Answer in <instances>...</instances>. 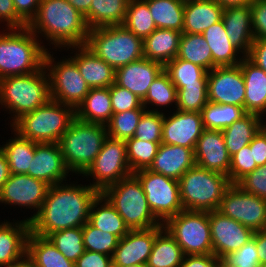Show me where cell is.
I'll list each match as a JSON object with an SVG mask.
<instances>
[{"label": "cell", "mask_w": 266, "mask_h": 267, "mask_svg": "<svg viewBox=\"0 0 266 267\" xmlns=\"http://www.w3.org/2000/svg\"><path fill=\"white\" fill-rule=\"evenodd\" d=\"M109 91L113 114L125 112L131 109H146L142 105V100L128 89L122 88L113 83L109 87Z\"/></svg>", "instance_id": "cell-51"}, {"label": "cell", "mask_w": 266, "mask_h": 267, "mask_svg": "<svg viewBox=\"0 0 266 267\" xmlns=\"http://www.w3.org/2000/svg\"><path fill=\"white\" fill-rule=\"evenodd\" d=\"M84 17L89 13L92 0H67Z\"/></svg>", "instance_id": "cell-63"}, {"label": "cell", "mask_w": 266, "mask_h": 267, "mask_svg": "<svg viewBox=\"0 0 266 267\" xmlns=\"http://www.w3.org/2000/svg\"><path fill=\"white\" fill-rule=\"evenodd\" d=\"M219 258L214 254L184 255L180 267H217Z\"/></svg>", "instance_id": "cell-59"}, {"label": "cell", "mask_w": 266, "mask_h": 267, "mask_svg": "<svg viewBox=\"0 0 266 267\" xmlns=\"http://www.w3.org/2000/svg\"><path fill=\"white\" fill-rule=\"evenodd\" d=\"M223 9L228 7L245 6L251 4L254 0H214Z\"/></svg>", "instance_id": "cell-64"}, {"label": "cell", "mask_w": 266, "mask_h": 267, "mask_svg": "<svg viewBox=\"0 0 266 267\" xmlns=\"http://www.w3.org/2000/svg\"><path fill=\"white\" fill-rule=\"evenodd\" d=\"M202 35L211 49L213 68L237 66L243 59V56L237 57L240 51L229 40L222 19L212 24Z\"/></svg>", "instance_id": "cell-30"}, {"label": "cell", "mask_w": 266, "mask_h": 267, "mask_svg": "<svg viewBox=\"0 0 266 267\" xmlns=\"http://www.w3.org/2000/svg\"><path fill=\"white\" fill-rule=\"evenodd\" d=\"M14 138L0 146L5 153L11 174H27L34 158L36 142L21 137L15 132Z\"/></svg>", "instance_id": "cell-38"}, {"label": "cell", "mask_w": 266, "mask_h": 267, "mask_svg": "<svg viewBox=\"0 0 266 267\" xmlns=\"http://www.w3.org/2000/svg\"><path fill=\"white\" fill-rule=\"evenodd\" d=\"M129 0H92L85 21L89 29L123 25Z\"/></svg>", "instance_id": "cell-33"}, {"label": "cell", "mask_w": 266, "mask_h": 267, "mask_svg": "<svg viewBox=\"0 0 266 267\" xmlns=\"http://www.w3.org/2000/svg\"><path fill=\"white\" fill-rule=\"evenodd\" d=\"M237 185L244 192L266 200V164L258 166L254 171L242 178Z\"/></svg>", "instance_id": "cell-53"}, {"label": "cell", "mask_w": 266, "mask_h": 267, "mask_svg": "<svg viewBox=\"0 0 266 267\" xmlns=\"http://www.w3.org/2000/svg\"><path fill=\"white\" fill-rule=\"evenodd\" d=\"M164 113L157 109L146 110L137 125L134 136L141 141L162 143Z\"/></svg>", "instance_id": "cell-48"}, {"label": "cell", "mask_w": 266, "mask_h": 267, "mask_svg": "<svg viewBox=\"0 0 266 267\" xmlns=\"http://www.w3.org/2000/svg\"><path fill=\"white\" fill-rule=\"evenodd\" d=\"M245 90V82L239 65L215 67L208 71V102L244 108Z\"/></svg>", "instance_id": "cell-16"}, {"label": "cell", "mask_w": 266, "mask_h": 267, "mask_svg": "<svg viewBox=\"0 0 266 267\" xmlns=\"http://www.w3.org/2000/svg\"><path fill=\"white\" fill-rule=\"evenodd\" d=\"M177 105V89L171 82L169 75L163 70L148 88V93L142 100V105L147 110V105L155 104V107H168L170 104Z\"/></svg>", "instance_id": "cell-45"}, {"label": "cell", "mask_w": 266, "mask_h": 267, "mask_svg": "<svg viewBox=\"0 0 266 267\" xmlns=\"http://www.w3.org/2000/svg\"><path fill=\"white\" fill-rule=\"evenodd\" d=\"M194 155L197 166L228 176L231 157L222 130L205 129L197 140Z\"/></svg>", "instance_id": "cell-21"}, {"label": "cell", "mask_w": 266, "mask_h": 267, "mask_svg": "<svg viewBox=\"0 0 266 267\" xmlns=\"http://www.w3.org/2000/svg\"><path fill=\"white\" fill-rule=\"evenodd\" d=\"M9 267H37L27 254L20 260L14 262Z\"/></svg>", "instance_id": "cell-65"}, {"label": "cell", "mask_w": 266, "mask_h": 267, "mask_svg": "<svg viewBox=\"0 0 266 267\" xmlns=\"http://www.w3.org/2000/svg\"><path fill=\"white\" fill-rule=\"evenodd\" d=\"M264 121L262 120L261 121V129L265 132V134H266V124H265V122L263 123Z\"/></svg>", "instance_id": "cell-67"}, {"label": "cell", "mask_w": 266, "mask_h": 267, "mask_svg": "<svg viewBox=\"0 0 266 267\" xmlns=\"http://www.w3.org/2000/svg\"><path fill=\"white\" fill-rule=\"evenodd\" d=\"M83 243L85 250L112 256L119 238L109 232L95 228L89 222L82 226Z\"/></svg>", "instance_id": "cell-47"}, {"label": "cell", "mask_w": 266, "mask_h": 267, "mask_svg": "<svg viewBox=\"0 0 266 267\" xmlns=\"http://www.w3.org/2000/svg\"><path fill=\"white\" fill-rule=\"evenodd\" d=\"M263 117L247 113L240 120L222 130L229 156L235 155L241 148L249 145L261 129Z\"/></svg>", "instance_id": "cell-34"}, {"label": "cell", "mask_w": 266, "mask_h": 267, "mask_svg": "<svg viewBox=\"0 0 266 267\" xmlns=\"http://www.w3.org/2000/svg\"><path fill=\"white\" fill-rule=\"evenodd\" d=\"M182 32L157 28L143 40V55L146 59L165 66L176 58Z\"/></svg>", "instance_id": "cell-29"}, {"label": "cell", "mask_w": 266, "mask_h": 267, "mask_svg": "<svg viewBox=\"0 0 266 267\" xmlns=\"http://www.w3.org/2000/svg\"><path fill=\"white\" fill-rule=\"evenodd\" d=\"M178 183L183 209L205 212L217 210L232 185L228 176L197 165L184 173Z\"/></svg>", "instance_id": "cell-7"}, {"label": "cell", "mask_w": 266, "mask_h": 267, "mask_svg": "<svg viewBox=\"0 0 266 267\" xmlns=\"http://www.w3.org/2000/svg\"><path fill=\"white\" fill-rule=\"evenodd\" d=\"M7 22V29L25 28L28 24L17 14L13 0H0V22Z\"/></svg>", "instance_id": "cell-55"}, {"label": "cell", "mask_w": 266, "mask_h": 267, "mask_svg": "<svg viewBox=\"0 0 266 267\" xmlns=\"http://www.w3.org/2000/svg\"><path fill=\"white\" fill-rule=\"evenodd\" d=\"M222 21L231 43L243 56H247L255 39L252 30L250 4L224 8Z\"/></svg>", "instance_id": "cell-25"}, {"label": "cell", "mask_w": 266, "mask_h": 267, "mask_svg": "<svg viewBox=\"0 0 266 267\" xmlns=\"http://www.w3.org/2000/svg\"><path fill=\"white\" fill-rule=\"evenodd\" d=\"M209 224L213 254L225 258L240 249L254 234V231L241 223L222 214L218 210L209 212Z\"/></svg>", "instance_id": "cell-17"}, {"label": "cell", "mask_w": 266, "mask_h": 267, "mask_svg": "<svg viewBox=\"0 0 266 267\" xmlns=\"http://www.w3.org/2000/svg\"><path fill=\"white\" fill-rule=\"evenodd\" d=\"M10 174L8 160L5 153L0 148V191L10 177Z\"/></svg>", "instance_id": "cell-62"}, {"label": "cell", "mask_w": 266, "mask_h": 267, "mask_svg": "<svg viewBox=\"0 0 266 267\" xmlns=\"http://www.w3.org/2000/svg\"><path fill=\"white\" fill-rule=\"evenodd\" d=\"M46 68L39 71L0 79V104L13 113L12 124L51 99Z\"/></svg>", "instance_id": "cell-4"}, {"label": "cell", "mask_w": 266, "mask_h": 267, "mask_svg": "<svg viewBox=\"0 0 266 267\" xmlns=\"http://www.w3.org/2000/svg\"><path fill=\"white\" fill-rule=\"evenodd\" d=\"M107 137L106 125L75 118L58 141L69 171L83 174L94 162Z\"/></svg>", "instance_id": "cell-6"}, {"label": "cell", "mask_w": 266, "mask_h": 267, "mask_svg": "<svg viewBox=\"0 0 266 267\" xmlns=\"http://www.w3.org/2000/svg\"><path fill=\"white\" fill-rule=\"evenodd\" d=\"M68 173L70 172L58 143H36L27 175L52 186L66 181Z\"/></svg>", "instance_id": "cell-20"}, {"label": "cell", "mask_w": 266, "mask_h": 267, "mask_svg": "<svg viewBox=\"0 0 266 267\" xmlns=\"http://www.w3.org/2000/svg\"><path fill=\"white\" fill-rule=\"evenodd\" d=\"M176 89L186 85H207L208 71L201 66L179 58H174L164 66Z\"/></svg>", "instance_id": "cell-40"}, {"label": "cell", "mask_w": 266, "mask_h": 267, "mask_svg": "<svg viewBox=\"0 0 266 267\" xmlns=\"http://www.w3.org/2000/svg\"><path fill=\"white\" fill-rule=\"evenodd\" d=\"M145 111L146 109H131L113 114L106 124L108 137L123 141L132 138Z\"/></svg>", "instance_id": "cell-46"}, {"label": "cell", "mask_w": 266, "mask_h": 267, "mask_svg": "<svg viewBox=\"0 0 266 267\" xmlns=\"http://www.w3.org/2000/svg\"><path fill=\"white\" fill-rule=\"evenodd\" d=\"M163 226L180 245L184 255L213 254L209 212L182 210Z\"/></svg>", "instance_id": "cell-10"}, {"label": "cell", "mask_w": 266, "mask_h": 267, "mask_svg": "<svg viewBox=\"0 0 266 267\" xmlns=\"http://www.w3.org/2000/svg\"><path fill=\"white\" fill-rule=\"evenodd\" d=\"M27 27L35 35L43 34L55 48L85 45L90 30L85 17L67 0H41Z\"/></svg>", "instance_id": "cell-2"}, {"label": "cell", "mask_w": 266, "mask_h": 267, "mask_svg": "<svg viewBox=\"0 0 266 267\" xmlns=\"http://www.w3.org/2000/svg\"><path fill=\"white\" fill-rule=\"evenodd\" d=\"M75 113L81 121L106 125L113 115L109 87L91 88Z\"/></svg>", "instance_id": "cell-31"}, {"label": "cell", "mask_w": 266, "mask_h": 267, "mask_svg": "<svg viewBox=\"0 0 266 267\" xmlns=\"http://www.w3.org/2000/svg\"><path fill=\"white\" fill-rule=\"evenodd\" d=\"M207 103V85H186L177 90L176 110L201 113Z\"/></svg>", "instance_id": "cell-49"}, {"label": "cell", "mask_w": 266, "mask_h": 267, "mask_svg": "<svg viewBox=\"0 0 266 267\" xmlns=\"http://www.w3.org/2000/svg\"><path fill=\"white\" fill-rule=\"evenodd\" d=\"M246 114L240 106L212 102H208L201 111L204 128L213 130H223Z\"/></svg>", "instance_id": "cell-41"}, {"label": "cell", "mask_w": 266, "mask_h": 267, "mask_svg": "<svg viewBox=\"0 0 266 267\" xmlns=\"http://www.w3.org/2000/svg\"><path fill=\"white\" fill-rule=\"evenodd\" d=\"M195 165L193 149L161 143L149 170L178 181Z\"/></svg>", "instance_id": "cell-24"}, {"label": "cell", "mask_w": 266, "mask_h": 267, "mask_svg": "<svg viewBox=\"0 0 266 267\" xmlns=\"http://www.w3.org/2000/svg\"><path fill=\"white\" fill-rule=\"evenodd\" d=\"M225 259L236 267H261L256 248V231L245 245L230 253Z\"/></svg>", "instance_id": "cell-52"}, {"label": "cell", "mask_w": 266, "mask_h": 267, "mask_svg": "<svg viewBox=\"0 0 266 267\" xmlns=\"http://www.w3.org/2000/svg\"><path fill=\"white\" fill-rule=\"evenodd\" d=\"M164 66L145 57L115 70V84L128 89L141 100L148 93L152 82L161 74Z\"/></svg>", "instance_id": "cell-22"}, {"label": "cell", "mask_w": 266, "mask_h": 267, "mask_svg": "<svg viewBox=\"0 0 266 267\" xmlns=\"http://www.w3.org/2000/svg\"><path fill=\"white\" fill-rule=\"evenodd\" d=\"M256 165L250 145L241 148L235 155L230 158L229 180L231 184H237L247 174L254 171Z\"/></svg>", "instance_id": "cell-50"}, {"label": "cell", "mask_w": 266, "mask_h": 267, "mask_svg": "<svg viewBox=\"0 0 266 267\" xmlns=\"http://www.w3.org/2000/svg\"><path fill=\"white\" fill-rule=\"evenodd\" d=\"M67 48L76 49L75 55L70 58L76 63L80 75L90 88H107L115 83V69L98 58L86 45Z\"/></svg>", "instance_id": "cell-23"}, {"label": "cell", "mask_w": 266, "mask_h": 267, "mask_svg": "<svg viewBox=\"0 0 266 267\" xmlns=\"http://www.w3.org/2000/svg\"><path fill=\"white\" fill-rule=\"evenodd\" d=\"M184 258L182 248L164 228L155 238L147 267H180Z\"/></svg>", "instance_id": "cell-36"}, {"label": "cell", "mask_w": 266, "mask_h": 267, "mask_svg": "<svg viewBox=\"0 0 266 267\" xmlns=\"http://www.w3.org/2000/svg\"><path fill=\"white\" fill-rule=\"evenodd\" d=\"M133 174L139 179L149 207L161 224L184 210L177 180L149 169L139 170Z\"/></svg>", "instance_id": "cell-12"}, {"label": "cell", "mask_w": 266, "mask_h": 267, "mask_svg": "<svg viewBox=\"0 0 266 267\" xmlns=\"http://www.w3.org/2000/svg\"><path fill=\"white\" fill-rule=\"evenodd\" d=\"M249 145L256 165L266 164V134L262 129L254 136Z\"/></svg>", "instance_id": "cell-57"}, {"label": "cell", "mask_w": 266, "mask_h": 267, "mask_svg": "<svg viewBox=\"0 0 266 267\" xmlns=\"http://www.w3.org/2000/svg\"><path fill=\"white\" fill-rule=\"evenodd\" d=\"M98 205L100 206L98 207ZM88 222L103 232L106 231L116 235L119 239L130 231L123 218L101 193L97 195L91 204Z\"/></svg>", "instance_id": "cell-32"}, {"label": "cell", "mask_w": 266, "mask_h": 267, "mask_svg": "<svg viewBox=\"0 0 266 267\" xmlns=\"http://www.w3.org/2000/svg\"><path fill=\"white\" fill-rule=\"evenodd\" d=\"M247 57L266 73V39H254Z\"/></svg>", "instance_id": "cell-60"}, {"label": "cell", "mask_w": 266, "mask_h": 267, "mask_svg": "<svg viewBox=\"0 0 266 267\" xmlns=\"http://www.w3.org/2000/svg\"><path fill=\"white\" fill-rule=\"evenodd\" d=\"M126 267H147V265L136 264V265L126 266Z\"/></svg>", "instance_id": "cell-68"}, {"label": "cell", "mask_w": 266, "mask_h": 267, "mask_svg": "<svg viewBox=\"0 0 266 267\" xmlns=\"http://www.w3.org/2000/svg\"><path fill=\"white\" fill-rule=\"evenodd\" d=\"M52 56L47 49L44 67L49 75L51 99L76 110L91 88L71 58L55 62Z\"/></svg>", "instance_id": "cell-11"}, {"label": "cell", "mask_w": 266, "mask_h": 267, "mask_svg": "<svg viewBox=\"0 0 266 267\" xmlns=\"http://www.w3.org/2000/svg\"><path fill=\"white\" fill-rule=\"evenodd\" d=\"M250 7L254 37L266 39V0H254Z\"/></svg>", "instance_id": "cell-54"}, {"label": "cell", "mask_w": 266, "mask_h": 267, "mask_svg": "<svg viewBox=\"0 0 266 267\" xmlns=\"http://www.w3.org/2000/svg\"><path fill=\"white\" fill-rule=\"evenodd\" d=\"M123 25L142 40L157 29L144 0H129Z\"/></svg>", "instance_id": "cell-42"}, {"label": "cell", "mask_w": 266, "mask_h": 267, "mask_svg": "<svg viewBox=\"0 0 266 267\" xmlns=\"http://www.w3.org/2000/svg\"><path fill=\"white\" fill-rule=\"evenodd\" d=\"M127 160L134 173L139 170L149 169L157 154L161 143L146 142L132 137L126 141Z\"/></svg>", "instance_id": "cell-44"}, {"label": "cell", "mask_w": 266, "mask_h": 267, "mask_svg": "<svg viewBox=\"0 0 266 267\" xmlns=\"http://www.w3.org/2000/svg\"><path fill=\"white\" fill-rule=\"evenodd\" d=\"M47 238L68 260L74 263L85 252L82 227L55 231Z\"/></svg>", "instance_id": "cell-43"}, {"label": "cell", "mask_w": 266, "mask_h": 267, "mask_svg": "<svg viewBox=\"0 0 266 267\" xmlns=\"http://www.w3.org/2000/svg\"><path fill=\"white\" fill-rule=\"evenodd\" d=\"M131 174L127 160L126 142L107 137L99 154L83 173V176L93 177V182L90 185L102 193L107 187Z\"/></svg>", "instance_id": "cell-13"}, {"label": "cell", "mask_w": 266, "mask_h": 267, "mask_svg": "<svg viewBox=\"0 0 266 267\" xmlns=\"http://www.w3.org/2000/svg\"><path fill=\"white\" fill-rule=\"evenodd\" d=\"M223 8L214 0L185 1L182 33L202 34L222 19Z\"/></svg>", "instance_id": "cell-28"}, {"label": "cell", "mask_w": 266, "mask_h": 267, "mask_svg": "<svg viewBox=\"0 0 266 267\" xmlns=\"http://www.w3.org/2000/svg\"><path fill=\"white\" fill-rule=\"evenodd\" d=\"M75 267H112V256L85 250L75 262Z\"/></svg>", "instance_id": "cell-56"}, {"label": "cell", "mask_w": 266, "mask_h": 267, "mask_svg": "<svg viewBox=\"0 0 266 267\" xmlns=\"http://www.w3.org/2000/svg\"><path fill=\"white\" fill-rule=\"evenodd\" d=\"M85 45L115 70L144 57L143 40L124 25L90 29Z\"/></svg>", "instance_id": "cell-8"}, {"label": "cell", "mask_w": 266, "mask_h": 267, "mask_svg": "<svg viewBox=\"0 0 266 267\" xmlns=\"http://www.w3.org/2000/svg\"><path fill=\"white\" fill-rule=\"evenodd\" d=\"M217 267H236V266H233L225 258H219Z\"/></svg>", "instance_id": "cell-66"}, {"label": "cell", "mask_w": 266, "mask_h": 267, "mask_svg": "<svg viewBox=\"0 0 266 267\" xmlns=\"http://www.w3.org/2000/svg\"><path fill=\"white\" fill-rule=\"evenodd\" d=\"M217 210L253 231L266 230V200L244 192L237 184L225 191Z\"/></svg>", "instance_id": "cell-14"}, {"label": "cell", "mask_w": 266, "mask_h": 267, "mask_svg": "<svg viewBox=\"0 0 266 267\" xmlns=\"http://www.w3.org/2000/svg\"><path fill=\"white\" fill-rule=\"evenodd\" d=\"M204 130L201 113L176 110L168 117L164 115L162 143L194 150Z\"/></svg>", "instance_id": "cell-19"}, {"label": "cell", "mask_w": 266, "mask_h": 267, "mask_svg": "<svg viewBox=\"0 0 266 267\" xmlns=\"http://www.w3.org/2000/svg\"><path fill=\"white\" fill-rule=\"evenodd\" d=\"M75 118L74 108L50 99L10 125L21 137L36 143H58Z\"/></svg>", "instance_id": "cell-5"}, {"label": "cell", "mask_w": 266, "mask_h": 267, "mask_svg": "<svg viewBox=\"0 0 266 267\" xmlns=\"http://www.w3.org/2000/svg\"><path fill=\"white\" fill-rule=\"evenodd\" d=\"M8 30L0 33V79L39 71L47 51L39 35L28 27Z\"/></svg>", "instance_id": "cell-3"}, {"label": "cell", "mask_w": 266, "mask_h": 267, "mask_svg": "<svg viewBox=\"0 0 266 267\" xmlns=\"http://www.w3.org/2000/svg\"><path fill=\"white\" fill-rule=\"evenodd\" d=\"M64 183L49 187L39 213L30 221L32 233L47 237L55 231L82 227L88 222L91 204L99 192L89 184Z\"/></svg>", "instance_id": "cell-1"}, {"label": "cell", "mask_w": 266, "mask_h": 267, "mask_svg": "<svg viewBox=\"0 0 266 267\" xmlns=\"http://www.w3.org/2000/svg\"><path fill=\"white\" fill-rule=\"evenodd\" d=\"M30 231V222L26 219L0 223V267H9L26 255Z\"/></svg>", "instance_id": "cell-26"}, {"label": "cell", "mask_w": 266, "mask_h": 267, "mask_svg": "<svg viewBox=\"0 0 266 267\" xmlns=\"http://www.w3.org/2000/svg\"><path fill=\"white\" fill-rule=\"evenodd\" d=\"M164 229L163 224L149 229L130 230L119 239L112 255V267L146 265L156 236Z\"/></svg>", "instance_id": "cell-18"}, {"label": "cell", "mask_w": 266, "mask_h": 267, "mask_svg": "<svg viewBox=\"0 0 266 267\" xmlns=\"http://www.w3.org/2000/svg\"><path fill=\"white\" fill-rule=\"evenodd\" d=\"M49 187L50 185L44 181L27 174H10L0 191V202L38 210L31 217L26 218L30 222L39 213Z\"/></svg>", "instance_id": "cell-15"}, {"label": "cell", "mask_w": 266, "mask_h": 267, "mask_svg": "<svg viewBox=\"0 0 266 267\" xmlns=\"http://www.w3.org/2000/svg\"><path fill=\"white\" fill-rule=\"evenodd\" d=\"M41 0H13L17 14L27 23L37 15Z\"/></svg>", "instance_id": "cell-58"}, {"label": "cell", "mask_w": 266, "mask_h": 267, "mask_svg": "<svg viewBox=\"0 0 266 267\" xmlns=\"http://www.w3.org/2000/svg\"><path fill=\"white\" fill-rule=\"evenodd\" d=\"M27 256L37 267H75L47 237L30 231L27 238Z\"/></svg>", "instance_id": "cell-35"}, {"label": "cell", "mask_w": 266, "mask_h": 267, "mask_svg": "<svg viewBox=\"0 0 266 267\" xmlns=\"http://www.w3.org/2000/svg\"><path fill=\"white\" fill-rule=\"evenodd\" d=\"M157 28L183 31V0H144Z\"/></svg>", "instance_id": "cell-37"}, {"label": "cell", "mask_w": 266, "mask_h": 267, "mask_svg": "<svg viewBox=\"0 0 266 267\" xmlns=\"http://www.w3.org/2000/svg\"><path fill=\"white\" fill-rule=\"evenodd\" d=\"M245 82L244 109L260 117L266 114V73L247 56L238 64Z\"/></svg>", "instance_id": "cell-27"}, {"label": "cell", "mask_w": 266, "mask_h": 267, "mask_svg": "<svg viewBox=\"0 0 266 267\" xmlns=\"http://www.w3.org/2000/svg\"><path fill=\"white\" fill-rule=\"evenodd\" d=\"M256 248L261 266H266V230L256 231Z\"/></svg>", "instance_id": "cell-61"}, {"label": "cell", "mask_w": 266, "mask_h": 267, "mask_svg": "<svg viewBox=\"0 0 266 267\" xmlns=\"http://www.w3.org/2000/svg\"><path fill=\"white\" fill-rule=\"evenodd\" d=\"M123 218L130 230L160 226L146 199L139 179L132 173L102 193Z\"/></svg>", "instance_id": "cell-9"}, {"label": "cell", "mask_w": 266, "mask_h": 267, "mask_svg": "<svg viewBox=\"0 0 266 267\" xmlns=\"http://www.w3.org/2000/svg\"><path fill=\"white\" fill-rule=\"evenodd\" d=\"M176 58L192 62L207 71L213 69V59L202 34L182 33Z\"/></svg>", "instance_id": "cell-39"}]
</instances>
